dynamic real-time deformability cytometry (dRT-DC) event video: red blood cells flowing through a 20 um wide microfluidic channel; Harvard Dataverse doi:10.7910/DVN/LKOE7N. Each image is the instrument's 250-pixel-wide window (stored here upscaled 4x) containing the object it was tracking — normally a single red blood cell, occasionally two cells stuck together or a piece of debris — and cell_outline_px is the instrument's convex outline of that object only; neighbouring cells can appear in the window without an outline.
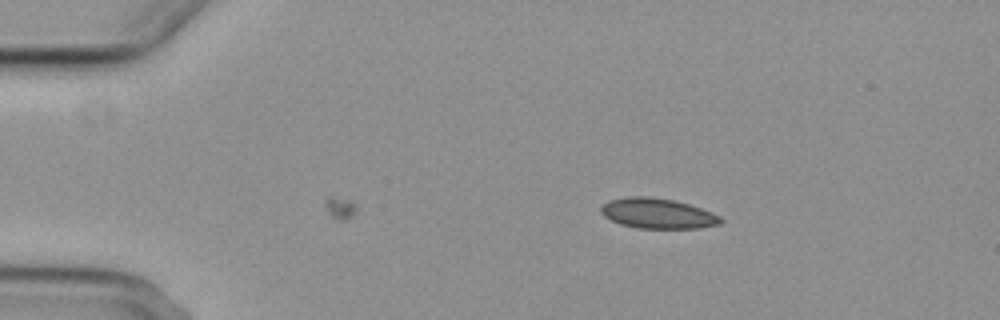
{"species": "common noctule bat (a hibernating species)", "species_latin": "Nyctalus noctula", "temperature_condition": "cold", "stored_images_in_passage": 5, "camera_frame_rate_fps": 3000, "um_per_image_px": 0.085, "animal": {"sex": "female", "body_mass_g": 29.2, "forearm_length_mm": 56.3}, "frame": {"image": 1, "passage_image": 5, "time_ms": 4.667, "image_size_px": [1000, 320], "cell_outline_px": [[724, 220], [720, 224], [700, 228], [636, 228], [620, 224], [604, 216], [600, 212], [600, 208], [608, 200], [628, 196], [648, 196], [676, 200], [712, 212], [720, 216]], "centroid_in_image_um": [55.9, 18.14], "position_along_channel_um": 29.1, "area_um2": 21.21}}